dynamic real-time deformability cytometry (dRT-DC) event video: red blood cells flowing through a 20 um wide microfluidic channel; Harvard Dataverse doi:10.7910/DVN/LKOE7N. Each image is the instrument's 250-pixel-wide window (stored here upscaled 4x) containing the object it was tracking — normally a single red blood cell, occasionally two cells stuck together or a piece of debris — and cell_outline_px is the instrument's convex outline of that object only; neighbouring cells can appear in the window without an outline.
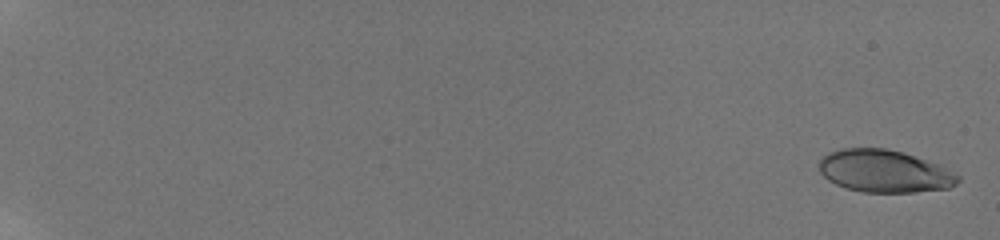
{"species": "human", "species_latin": "Homo sapiens", "temperature_condition": "room temperature", "stored_images_in_passage": 24, "camera_frame_rate_fps": 3000, "um_per_image_px": 0.085, "donor": {"sex": "male"}, "frame": {"image": 1, "passage_image": 1, "time_ms": 0.0, "image_size_px": [1000, 240], "cell_outline_px": [[960, 180], [956, 184], [948, 188], [916, 192], [860, 192], [844, 188], [828, 180], [820, 172], [820, 160], [828, 152], [844, 148], [884, 148], [900, 152], [936, 164], [960, 176]], "centroid_in_image_um": [75.13, 14.57], "position_along_channel_um": 9.9, "area_um2": 33.99}}
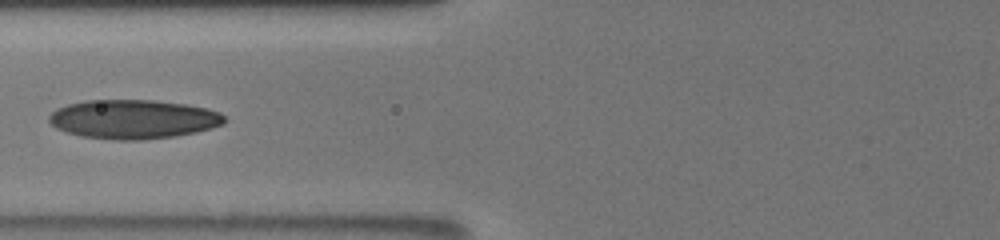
{"frame": {"image": 2, "passage_image": 13, "time_ms": 9.0, "image_size_px": [1000, 240], "cell_outline_px": [[228, 120], [224, 124], [212, 128], [196, 132], [176, 136], [140, 140], [116, 140], [80, 136], [64, 132], [56, 128], [48, 120], [48, 116], [56, 108], [68, 104], [84, 100], [156, 100], [188, 104], [208, 108], [220, 112]], "centroid_in_image_um": [11.34, 10.13], "position_along_channel_um": 114.5, "area_um2": 40.46}}
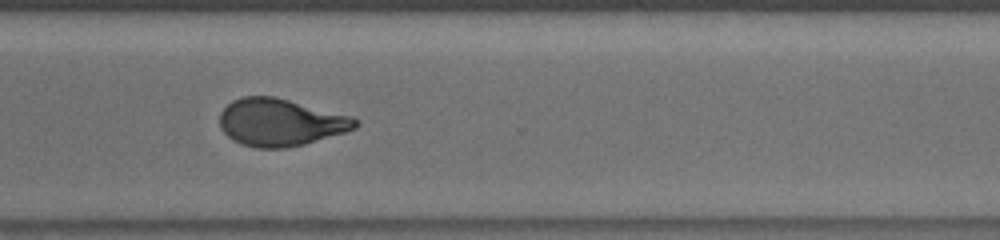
{"frame": {"image": 3, "passage_image": 20, "time_ms": 15.0, "image_size_px": [1000, 240], "cell_outline_px": [[360, 124], [356, 128], [344, 132], [304, 144], [288, 148], [256, 148], [240, 144], [232, 140], [220, 128], [220, 112], [232, 100], [244, 96], [276, 96], [352, 116], [360, 120]], "centroid_in_image_um": [23.84, 10.39], "position_along_channel_um": 346.8, "area_um2": 37.69}, "authors_computed_cell_mechanics": {"area_um2": 36.8764, "velocity_mm_per_s": 3.8843, "shape_relaxation_time_tau1_ms": 7.9618, "shape_relaxation_time_tau2_ms": 1.5305, "deformation_change_tau1": 0.2632, "deformation_change_tau2": 0.0839}}